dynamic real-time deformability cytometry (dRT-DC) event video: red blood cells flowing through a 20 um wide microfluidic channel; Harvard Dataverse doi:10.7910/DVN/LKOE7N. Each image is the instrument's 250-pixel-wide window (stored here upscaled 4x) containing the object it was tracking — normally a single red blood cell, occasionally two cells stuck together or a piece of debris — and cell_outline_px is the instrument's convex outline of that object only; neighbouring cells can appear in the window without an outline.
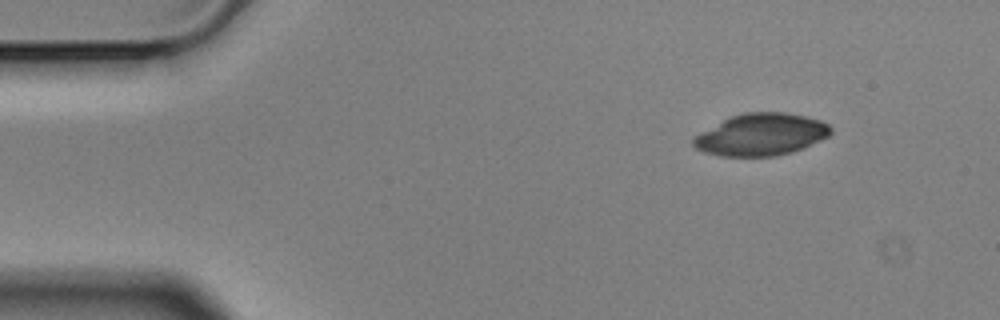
{"species": "Egyptian fruit bat (a non-hibernating species)", "species_latin": "Rousettus aegyptiacus", "temperature_condition": "cold", "stored_images_in_passage": 4, "camera_frame_rate_fps": 3000, "um_per_image_px": 0.085, "animal": {"sex": "male"}, "frame": {"image": 1, "passage_image": 1, "time_ms": 0.0, "image_size_px": [1000, 320], "cell_outline_px": [[832, 132], [828, 136], [804, 148], [792, 152], [776, 156], [720, 156], [704, 152], [696, 148], [692, 144], [692, 140], [696, 136], [724, 120], [732, 116], [744, 112], [784, 112], [804, 116], [820, 120], [828, 124], [832, 128]], "centroid_in_image_um": [64.73, 11.45], "position_along_channel_um": 20.3, "area_um2": 33.35}}